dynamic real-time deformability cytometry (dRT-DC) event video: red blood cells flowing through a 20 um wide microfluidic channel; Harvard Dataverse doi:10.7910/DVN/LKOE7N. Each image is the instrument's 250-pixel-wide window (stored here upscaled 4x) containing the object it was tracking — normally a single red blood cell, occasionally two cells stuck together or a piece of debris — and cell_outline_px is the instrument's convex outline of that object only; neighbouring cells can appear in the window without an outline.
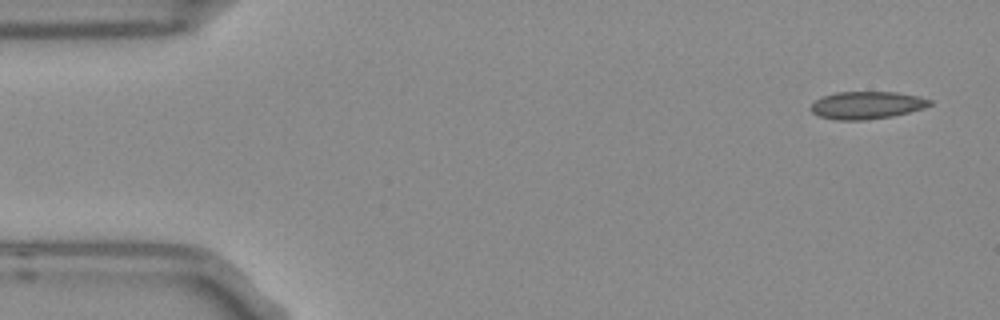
{"species": "Egyptian fruit bat (a non-hibernating species)", "species_latin": "Rousettus aegyptiacus", "temperature_condition": "room temperature", "stored_images_in_passage": 5, "camera_frame_rate_fps": 3000, "um_per_image_px": 0.085, "frame": {"image": 1, "passage_image": 1, "time_ms": 0.0, "image_size_px": [1000, 320], "cell_outline_px": [[932, 104], [924, 108], [892, 116], [864, 120], [836, 120], [820, 116], [812, 112], [812, 104], [816, 100], [824, 96], [836, 92], [896, 92], [916, 96], [932, 100]], "centroid_in_image_um": [73.69, 8.94], "position_along_channel_um": 11.3, "area_um2": 18.84}}